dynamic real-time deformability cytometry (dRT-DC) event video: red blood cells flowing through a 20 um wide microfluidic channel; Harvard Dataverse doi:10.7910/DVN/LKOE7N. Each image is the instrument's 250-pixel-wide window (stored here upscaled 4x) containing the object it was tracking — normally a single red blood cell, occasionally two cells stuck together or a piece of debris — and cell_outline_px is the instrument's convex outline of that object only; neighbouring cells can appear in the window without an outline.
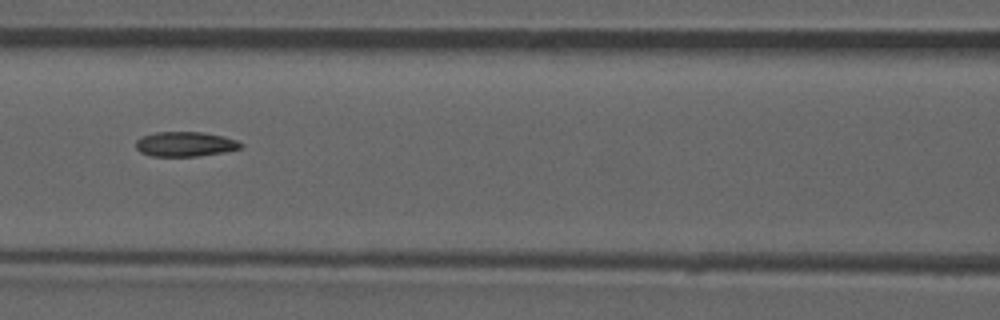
{"species": "common noctule bat (a hibernating species)", "species_latin": "Nyctalus noctula", "temperature_condition": "room temperature", "stored_images_in_passage": 42, "camera_frame_rate_fps": 3000, "um_per_image_px": 0.085, "animal": {"sex": "male", "forearm_length_mm": 52.5}, "frame": {"image": 1, "passage_image": 13, "time_ms": 4.0, "image_size_px": [1000, 320], "cell_outline_px": [[244, 144], [240, 148], [224, 152], [196, 156], [152, 156], [140, 152], [136, 148], [136, 140], [140, 136], [156, 132], [204, 132], [224, 136], [236, 140]], "centroid_in_image_um": [15.72, 12.24], "position_along_channel_um": 150.9, "area_um2": 15.2}, "authors_computed_cell_mechanics": {"area_um2": 15.1725, "velocity_mm_per_s": 3.9256, "shape_relaxation_time_tau1_ms": null, "shape_relaxation_time_tau2_ms": 6.5606, "deformation_change_tau1": null, "deformation_change_tau2": 0.1279}}